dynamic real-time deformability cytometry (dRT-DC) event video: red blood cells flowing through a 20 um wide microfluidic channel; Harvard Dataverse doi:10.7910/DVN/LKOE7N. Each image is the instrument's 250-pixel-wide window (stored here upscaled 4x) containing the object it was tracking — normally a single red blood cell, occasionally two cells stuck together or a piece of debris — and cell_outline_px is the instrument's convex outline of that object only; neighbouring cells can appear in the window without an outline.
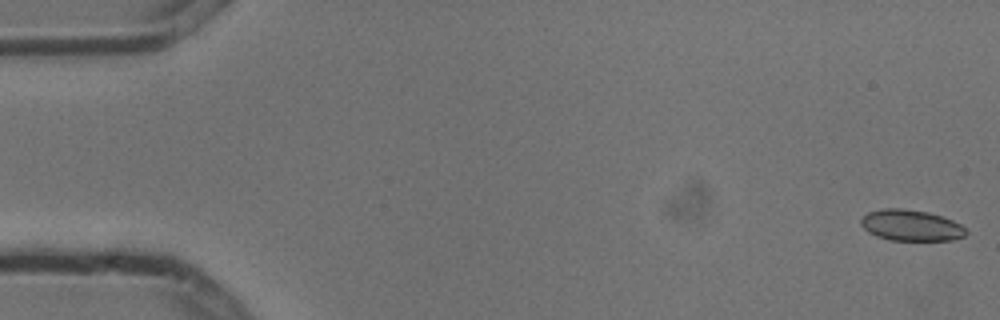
{"species": "common noctule bat (a hibernating species)", "species_latin": "Nyctalus noctula", "temperature_condition": "cold", "stored_images_in_passage": 6, "camera_frame_rate_fps": 3000, "um_per_image_px": 0.085, "animal": {"sex": "male", "body_mass_g": 13.3}, "frame": {"image": 1, "passage_image": 1, "time_ms": 0.0, "image_size_px": [1000, 320], "cell_outline_px": [[968, 232], [964, 236], [952, 240], [888, 240], [876, 236], [868, 232], [860, 224], [860, 220], [868, 212], [884, 208], [900, 208], [928, 212], [952, 220], [960, 224]], "centroid_in_image_um": [77.41, 19.16], "position_along_channel_um": 7.6, "area_um2": 18.96}}
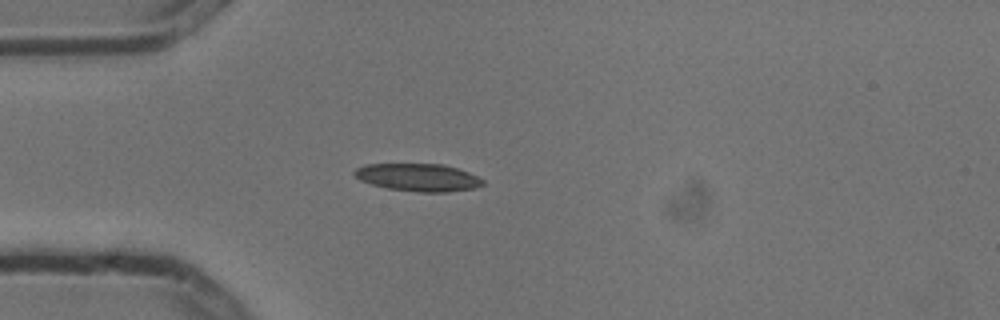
{"frame": {"image": 2, "passage_image": 5, "time_ms": 1.333, "image_size_px": [1000, 320], "cell_outline_px": [[484, 184], [476, 188], [448, 192], [416, 192], [388, 188], [372, 184], [360, 180], [352, 172], [356, 168], [364, 164], [444, 164], [468, 172], [484, 180]], "centroid_in_image_um": [35.55, 15.08], "position_along_channel_um": 49.5, "area_um2": 20.69}}